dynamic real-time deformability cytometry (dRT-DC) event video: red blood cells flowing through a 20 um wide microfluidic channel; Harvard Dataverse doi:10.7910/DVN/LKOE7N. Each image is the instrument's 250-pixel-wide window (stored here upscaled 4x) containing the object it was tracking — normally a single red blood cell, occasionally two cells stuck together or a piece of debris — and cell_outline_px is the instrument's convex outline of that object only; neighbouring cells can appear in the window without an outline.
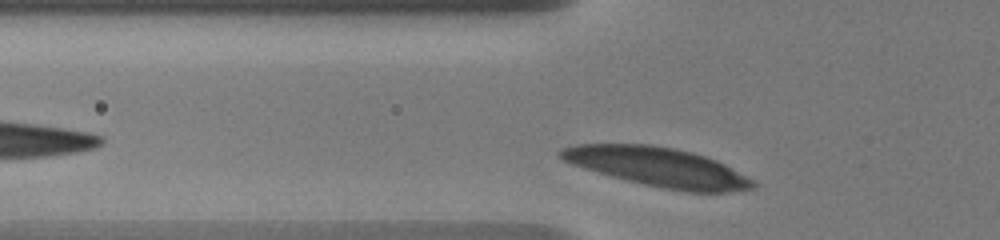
{"species": "human", "species_latin": "Homo sapiens", "temperature_condition": "warm", "stored_images_in_passage": 4, "segment_of_instrument_passage": [2, 2], "camera_frame_rate_fps": 3000, "um_per_image_px": 0.085, "donor": {"sex": "male"}, "frame": {"image": 1, "passage_image": 4, "time_ms": 3.0, "image_size_px": [1000, 240], "cell_outline_px": [[756, 188], [728, 192], [688, 192], [644, 184], [628, 180], [584, 168], [572, 164], [564, 160], [556, 152], [560, 148], [576, 144], [652, 144], [676, 148], [692, 152], [716, 160], [724, 164], [752, 180], [756, 184]], "centroid_in_image_um": [55.91, 14.18], "position_along_channel_um": 69.9, "area_um2": 43.41}}